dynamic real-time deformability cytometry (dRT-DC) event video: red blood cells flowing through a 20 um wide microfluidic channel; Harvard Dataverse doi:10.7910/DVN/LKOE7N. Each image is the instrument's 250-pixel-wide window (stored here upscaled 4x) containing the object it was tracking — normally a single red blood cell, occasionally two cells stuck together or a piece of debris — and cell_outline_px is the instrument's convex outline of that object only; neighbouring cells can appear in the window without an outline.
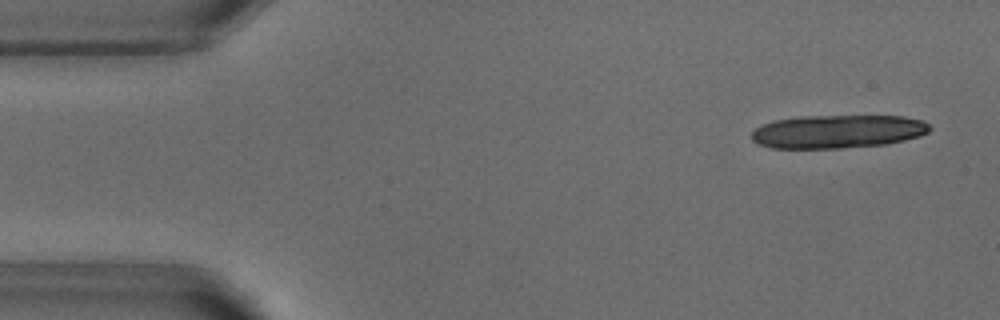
{"species": "common noctule bat (a hibernating species)", "species_latin": "Nyctalus noctula", "temperature_condition": "warm", "stored_images_in_passage": 16, "camera_frame_rate_fps": 3000, "um_per_image_px": 0.085, "animal": {"sex": "male", "body_mass_g": 18.8}, "frame": {"image": 1, "passage_image": 3, "time_ms": 0.667, "image_size_px": [1000, 320], "cell_outline_px": [[932, 128], [928, 132], [920, 136], [888, 144], [840, 148], [772, 148], [756, 144], [752, 140], [752, 132], [760, 124], [772, 120], [804, 116], [904, 116], [924, 120]], "centroid_in_image_um": [71.2, 11.18], "position_along_channel_um": 13.8, "area_um2": 34.91}}